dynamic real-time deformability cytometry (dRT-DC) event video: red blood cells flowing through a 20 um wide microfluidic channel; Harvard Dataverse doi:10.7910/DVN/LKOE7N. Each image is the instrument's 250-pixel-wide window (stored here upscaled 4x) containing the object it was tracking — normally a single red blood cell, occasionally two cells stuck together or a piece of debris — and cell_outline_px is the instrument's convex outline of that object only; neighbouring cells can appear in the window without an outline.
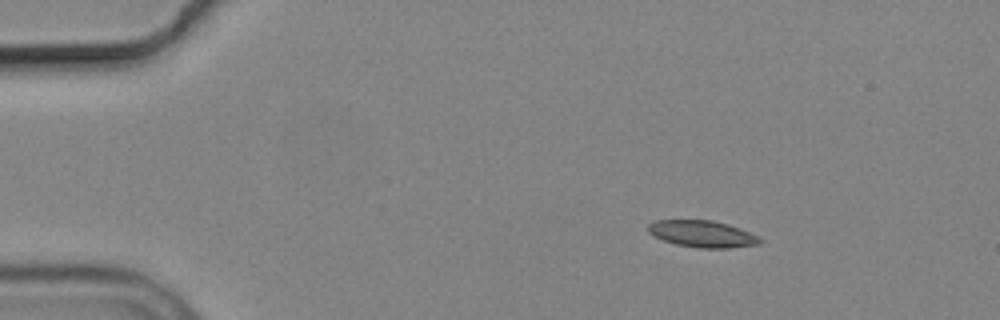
{"species": "common noctule bat (a hibernating species)", "species_latin": "Nyctalus noctula", "temperature_condition": "cold", "stored_images_in_passage": 4, "camera_frame_rate_fps": 3000, "um_per_image_px": 0.085, "animal": {"sex": "male", "body_mass_g": 19.2, "forearm_length_mm": 51.8}, "frame": {"image": 1, "passage_image": 1, "time_ms": 0.0, "image_size_px": [1000, 320], "cell_outline_px": [[764, 240], [760, 244], [732, 248], [696, 248], [676, 244], [664, 240], [648, 232], [648, 224], [656, 220], [712, 220], [728, 224], [740, 228]], "centroid_in_image_um": [59.72, 19.88], "position_along_channel_um": 25.3, "area_um2": 17.4}}
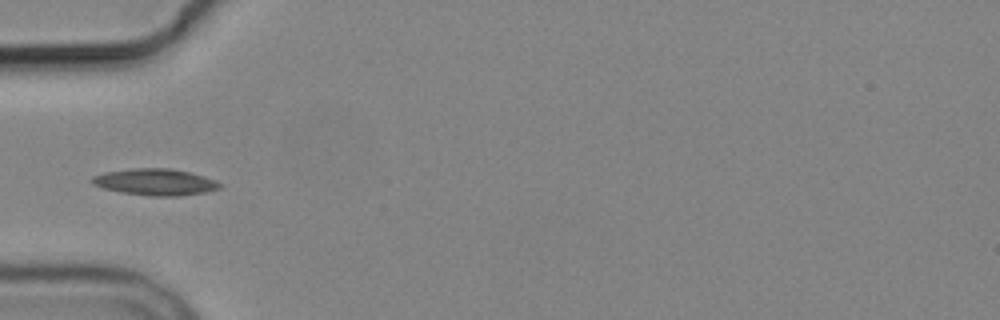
{"frame": {"image": 2, "passage_image": 4, "time_ms": 3.333, "image_size_px": [1000, 320], "cell_outline_px": [[220, 188], [204, 192], [176, 196], [148, 196], [120, 192], [104, 188], [92, 184], [92, 176], [104, 172], [132, 168], [168, 168], [188, 172], [204, 176], [216, 180], [220, 184]], "centroid_in_image_um": [13.16, 15.47], "position_along_channel_um": 71.8, "area_um2": 19.65}}